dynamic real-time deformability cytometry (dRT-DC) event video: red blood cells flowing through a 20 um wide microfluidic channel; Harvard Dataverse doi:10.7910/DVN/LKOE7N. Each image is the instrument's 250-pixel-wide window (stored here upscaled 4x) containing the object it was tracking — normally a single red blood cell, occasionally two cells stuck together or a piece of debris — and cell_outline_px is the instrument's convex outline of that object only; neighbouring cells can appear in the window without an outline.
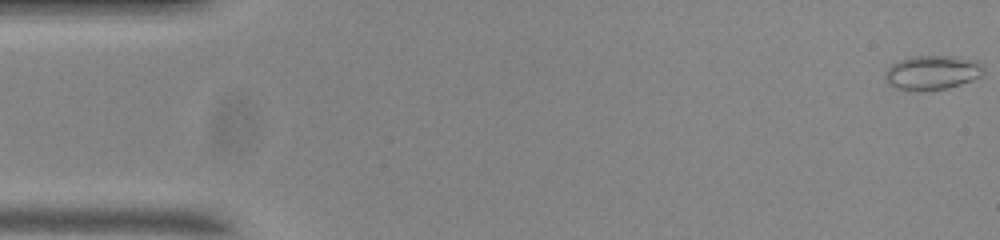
{"species": "common noctule bat (a hibernating species)", "species_latin": "Nyctalus noctula", "temperature_condition": "room temperature", "stored_images_in_passage": 55, "camera_frame_rate_fps": 3000, "um_per_image_px": 0.085, "animal": {"sex": "male", "body_mass_g": 20.0, "forearm_length_mm": 53.3}, "frame": {"image": 1, "passage_image": 1, "time_ms": 0.0, "image_size_px": [1000, 240], "cell_outline_px": [[984, 76], [960, 84], [944, 88], [920, 92], [908, 92], [892, 88], [884, 80], [884, 72], [892, 64], [900, 60], [916, 56], [956, 56], [976, 60], [984, 68]], "centroid_in_image_um": [79.2, 6.2], "position_along_channel_um": 5.8, "area_um2": 20.17}}
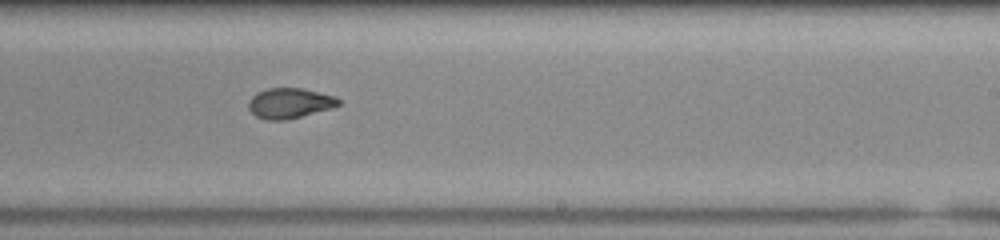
{"frame": {"image": 2, "passage_image": 33, "time_ms": 10.667, "image_size_px": [1000, 240], "cell_outline_px": [[340, 104], [332, 108], [288, 120], [264, 120], [256, 116], [248, 108], [248, 100], [256, 92], [268, 88], [304, 88], [336, 96], [340, 100]], "centroid_in_image_um": [24.62, 8.77], "position_along_channel_um": 264.4, "area_um2": 16.13}}
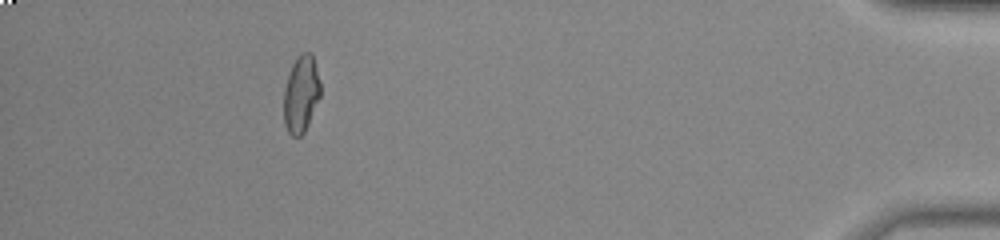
{"frame": {"image": 3, "passage_image": 50, "time_ms": 16.333, "image_size_px": [1000, 240], "cell_outline_px": [[320, 96], [308, 124], [304, 132], [300, 136], [292, 136], [288, 132], [284, 124], [284, 88], [292, 64], [296, 56], [300, 52], [312, 52], [320, 84]], "centroid_in_image_um": [25.58, 7.97], "position_along_channel_um": 409.6, "area_um2": 16.42}, "authors_computed_cell_mechanics": {"area_um2": 16.762, "velocity_mm_per_s": 3.7081, "shape_relaxation_time_tau1_ms": null, "shape_relaxation_time_tau2_ms": 1.6678, "deformation_change_tau1": null, "deformation_change_tau2": 0.0622}}